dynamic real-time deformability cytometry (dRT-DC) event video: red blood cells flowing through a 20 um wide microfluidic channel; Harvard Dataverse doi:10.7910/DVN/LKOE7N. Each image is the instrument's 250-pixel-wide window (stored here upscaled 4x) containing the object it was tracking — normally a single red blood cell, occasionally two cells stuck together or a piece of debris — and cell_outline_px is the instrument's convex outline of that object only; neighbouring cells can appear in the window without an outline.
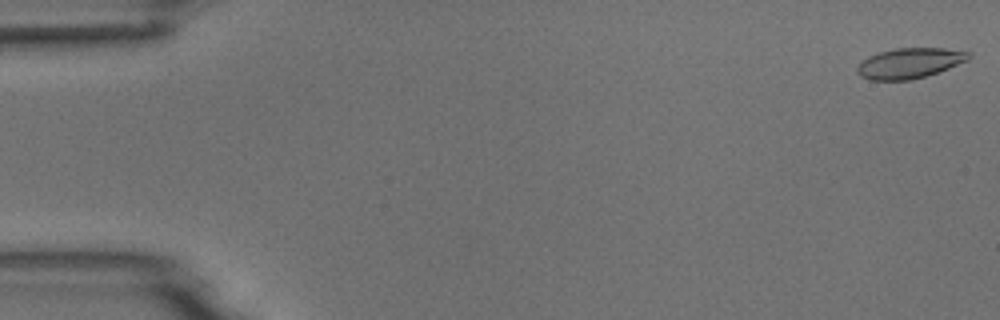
{"species": "common noctule bat (a hibernating species)", "species_latin": "Nyctalus noctula", "temperature_condition": "room temperature", "stored_images_in_passage": 4, "camera_frame_rate_fps": 3000, "um_per_image_px": 0.085, "animal": {"sex": "male", "body_mass_g": 18.8}, "frame": {"image": 1, "passage_image": 1, "time_ms": 0.0, "image_size_px": [1000, 320], "cell_outline_px": [[972, 56], [968, 60], [948, 68], [912, 80], [872, 80], [860, 76], [856, 72], [856, 68], [868, 56], [880, 52], [896, 48], [944, 48], [972, 52]], "centroid_in_image_um": [77.33, 5.36], "position_along_channel_um": 7.7, "area_um2": 19.59}}